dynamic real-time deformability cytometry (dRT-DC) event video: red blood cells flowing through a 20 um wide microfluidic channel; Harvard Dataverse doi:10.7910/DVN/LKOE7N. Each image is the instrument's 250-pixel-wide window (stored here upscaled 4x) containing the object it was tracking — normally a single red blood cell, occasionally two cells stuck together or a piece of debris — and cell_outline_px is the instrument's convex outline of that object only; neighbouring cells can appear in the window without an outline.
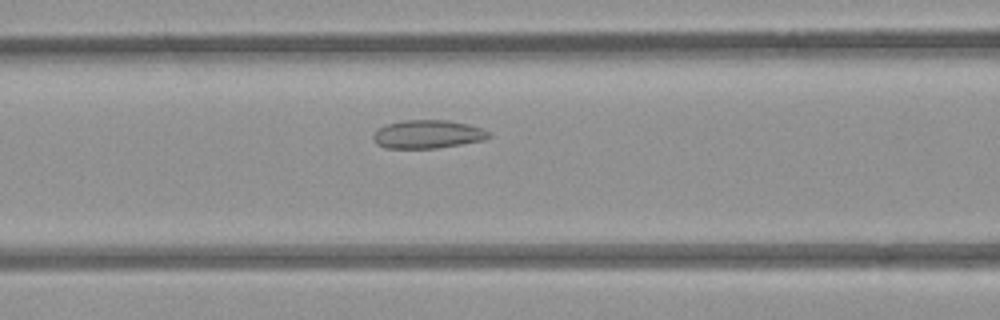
{"species": "common noctule bat (a hibernating species)", "species_latin": "Nyctalus noctula", "temperature_condition": "room temperature", "stored_images_in_passage": 44, "camera_frame_rate_fps": 3000, "um_per_image_px": 0.085, "animal": {"sex": "female", "body_mass_g": 21.9}, "frame": {"image": 1, "passage_image": 13, "time_ms": 4.0, "image_size_px": [1000, 320], "cell_outline_px": [[492, 136], [484, 140], [436, 148], [384, 148], [376, 144], [372, 136], [380, 128], [388, 124], [400, 120], [448, 120], [468, 124], [484, 128]], "centroid_in_image_um": [36.37, 11.41], "position_along_channel_um": 130.2, "area_um2": 19.07}}
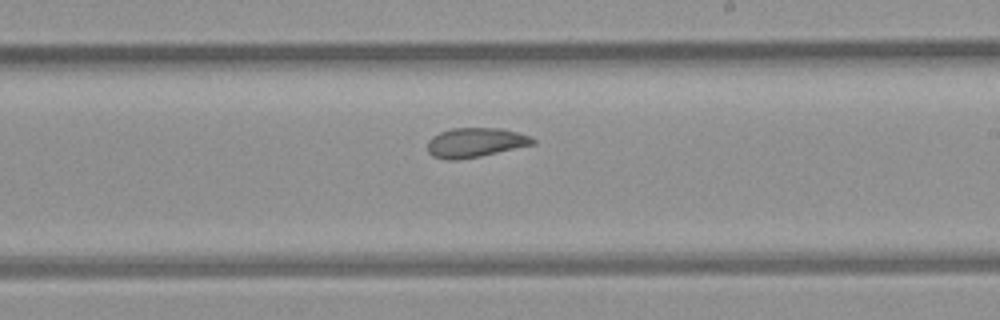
{"frame": {"image": 2, "passage_image": 22, "time_ms": 7.0, "image_size_px": [1000, 320], "cell_outline_px": [[536, 144], [480, 156], [456, 160], [448, 160], [432, 156], [428, 152], [428, 140], [432, 136], [440, 132], [452, 128], [500, 128], [532, 136], [536, 140]], "centroid_in_image_um": [40.41, 12.11], "position_along_channel_um": 248.6, "area_um2": 18.15}}
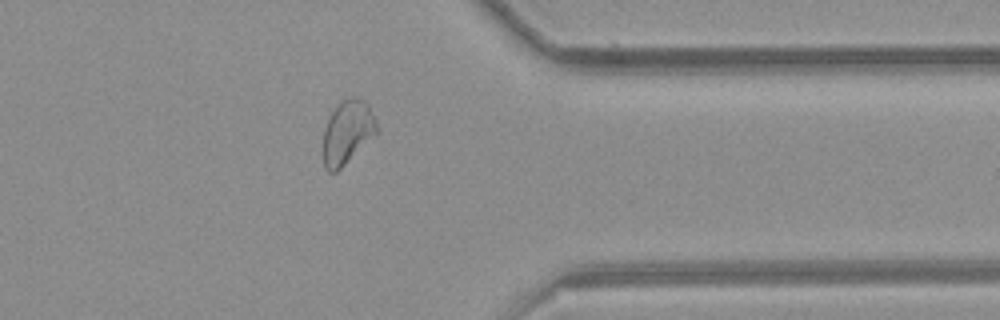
{"frame": {"image": 3, "passage_image": 33, "time_ms": 10.667, "image_size_px": [1000, 320], "cell_outline_px": [[376, 136], [336, 172], [328, 172], [324, 168], [324, 128], [336, 104], [344, 100], [356, 96], [364, 100], [368, 104], [376, 120]], "centroid_in_image_um": [29.54, 11.24], "position_along_channel_um": 381.9, "area_um2": 19.83}, "authors_computed_cell_mechanics": {"area_um2": 19.8254, "velocity_mm_per_s": 3.9466, "shape_relaxation_time_tau1_ms": null, "shape_relaxation_time_tau2_ms": 1.4054, "deformation_change_tau1": null, "deformation_change_tau2": 0.0709}}